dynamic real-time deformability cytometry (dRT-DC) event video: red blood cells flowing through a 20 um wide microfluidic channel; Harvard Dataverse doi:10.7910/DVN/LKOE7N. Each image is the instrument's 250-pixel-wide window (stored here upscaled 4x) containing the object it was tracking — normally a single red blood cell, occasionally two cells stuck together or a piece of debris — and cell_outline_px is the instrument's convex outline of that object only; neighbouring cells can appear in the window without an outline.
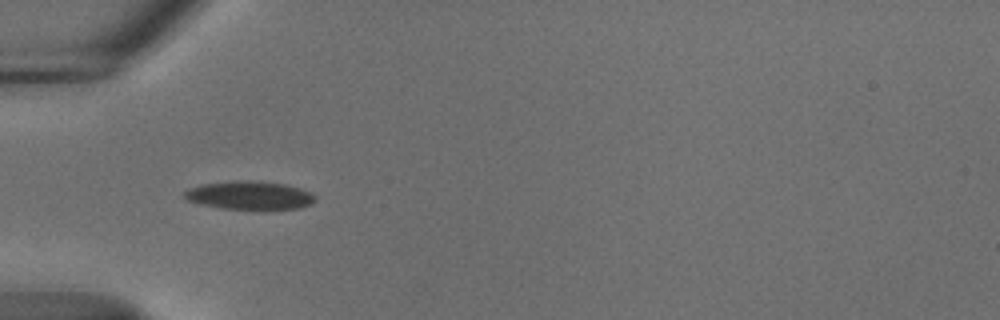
{"species": "common noctule bat (a hibernating species)", "species_latin": "Nyctalus noctula", "temperature_condition": "cold", "stored_images_in_passage": 38, "camera_frame_rate_fps": 3000, "um_per_image_px": 0.085, "animal": {"sex": "male", "body_mass_g": 18.8}, "frame": {"image": 1, "passage_image": 1, "time_ms": 0.0, "image_size_px": [1000, 320], "cell_outline_px": [[316, 200], [312, 204], [300, 208], [264, 212], [220, 208], [200, 204], [188, 200], [184, 196], [184, 192], [200, 184], [236, 180], [284, 184], [300, 188], [312, 192], [316, 196]], "centroid_in_image_um": [21.29, 16.66], "position_along_channel_um": 63.7, "area_um2": 22.31}}
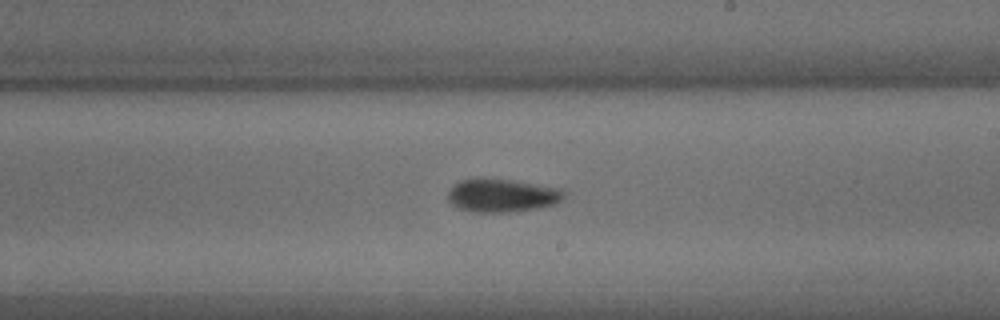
{"frame": {"image": 2, "passage_image": 16, "time_ms": 5.0, "image_size_px": [1000, 320], "cell_outline_px": [[564, 196], [556, 204], [540, 208], [504, 212], [476, 212], [460, 208], [452, 204], [448, 200], [448, 192], [460, 180], [476, 176], [480, 176], [512, 180], [560, 188], [564, 192]], "centroid_in_image_um": [42.65, 16.58], "position_along_channel_um": 246.3, "area_um2": 22.66}}
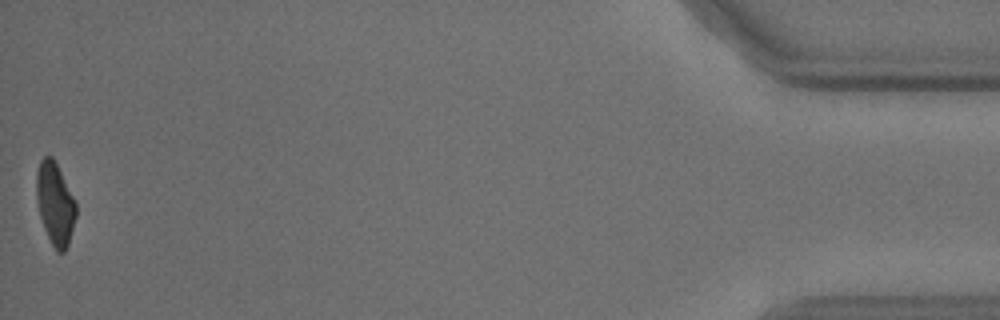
{"frame": {"image": 3, "passage_image": 38, "time_ms": 12.333, "image_size_px": [1000, 320], "cell_outline_px": [[76, 216], [68, 244], [64, 252], [56, 252], [44, 228], [40, 216], [36, 200], [36, 172], [40, 160], [44, 156], [52, 156], [76, 204]], "centroid_in_image_um": [4.66, 17.32], "position_along_channel_um": 430.5, "area_um2": 18.67}, "authors_computed_cell_mechanics": {"area_um2": 21.2993, "velocity_mm_per_s": 3.7019, "shape_relaxation_time_tau1_ms": 4.3857, "shape_relaxation_time_tau2_ms": 7.6066, "deformation_change_tau1": 0.1183, "deformation_change_tau2": 0.1411}}